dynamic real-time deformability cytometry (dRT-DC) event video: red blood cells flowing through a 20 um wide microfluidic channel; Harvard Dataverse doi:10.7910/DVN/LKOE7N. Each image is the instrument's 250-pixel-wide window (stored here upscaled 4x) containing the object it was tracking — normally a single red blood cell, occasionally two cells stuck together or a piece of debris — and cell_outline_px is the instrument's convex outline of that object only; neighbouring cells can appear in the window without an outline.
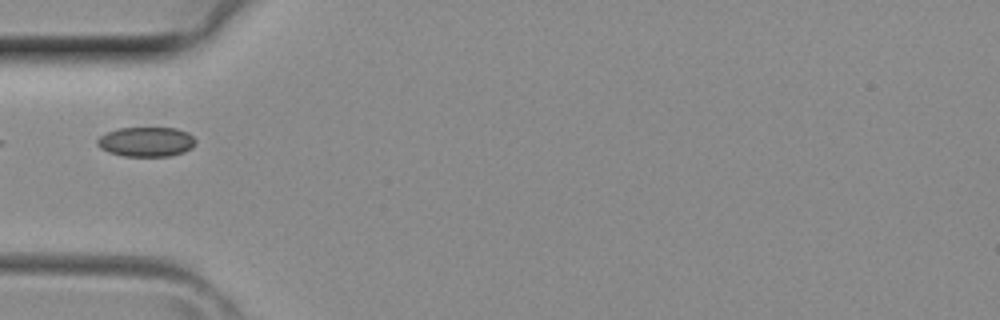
{"species": "common noctule bat (a hibernating species)", "species_latin": "Nyctalus noctula", "temperature_condition": "room temperature", "stored_images_in_passage": 3, "camera_frame_rate_fps": 3000, "um_per_image_px": 0.085, "animal": {"sex": "female", "body_mass_g": 29.2, "forearm_length_mm": 56.3}, "frame": {"image": 1, "passage_image": 3, "time_ms": 0.667, "image_size_px": [1000, 320], "cell_outline_px": [[196, 144], [192, 148], [184, 152], [168, 156], [124, 156], [108, 152], [100, 148], [96, 144], [96, 140], [100, 136], [108, 132], [120, 128], [176, 128], [188, 132], [196, 140]], "centroid_in_image_um": [12.44, 12.05], "position_along_channel_um": 72.6, "area_um2": 17.05}}